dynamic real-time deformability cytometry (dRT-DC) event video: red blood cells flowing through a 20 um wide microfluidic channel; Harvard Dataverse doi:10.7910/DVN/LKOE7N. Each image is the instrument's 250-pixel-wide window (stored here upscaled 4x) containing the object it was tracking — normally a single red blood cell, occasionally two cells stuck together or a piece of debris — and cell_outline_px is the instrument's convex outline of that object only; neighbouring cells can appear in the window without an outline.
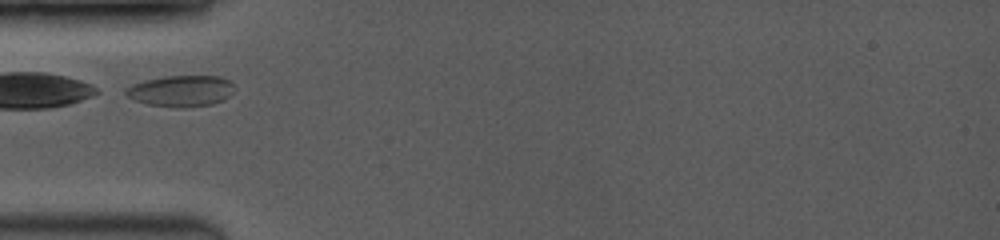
{"species": "common noctule bat (a hibernating species)", "species_latin": "Nyctalus noctula", "temperature_condition": "room temperature", "stored_images_in_passage": 34, "camera_frame_rate_fps": 3500, "um_per_image_px": 0.085, "animal": {"sex": "female", "body_mass_g": 19.0, "forearm_length_mm": 53.3}, "frame": {"image": 1, "passage_image": 1, "time_ms": 0.0, "image_size_px": [1000, 240], "cell_outline_px": [[236, 88], [224, 100], [212, 104], [180, 108], [148, 104], [136, 100], [128, 96], [124, 92], [124, 88], [132, 84], [164, 76], [220, 76], [228, 80]], "centroid_in_image_um": [15.4, 7.73], "position_along_channel_um": 69.6, "area_um2": 19.65}}
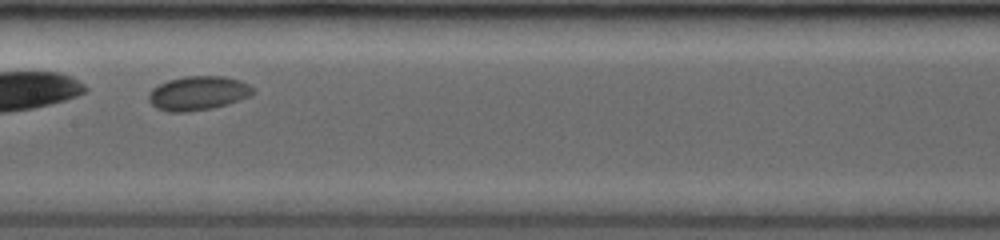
{"frame": {"image": 2, "passage_image": 15, "time_ms": 3.143, "image_size_px": [1000, 240], "cell_outline_px": [[256, 92], [240, 100], [228, 104], [212, 108], [188, 112], [168, 112], [156, 108], [148, 100], [148, 92], [152, 88], [168, 80], [184, 76], [224, 76], [240, 80], [256, 88]], "centroid_in_image_um": [16.84, 7.92], "position_along_channel_um": 190.6, "area_um2": 20.98}}
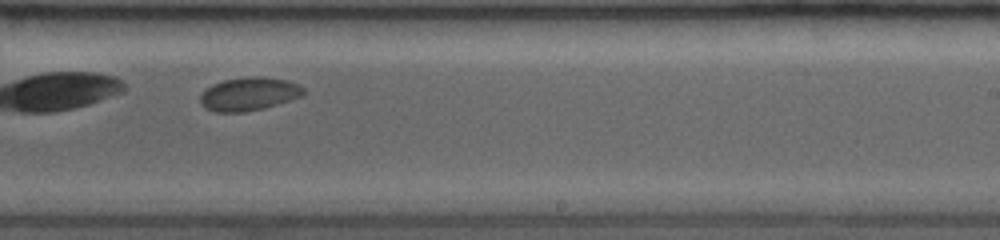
{"frame": {"image": 3, "passage_image": 23, "time_ms": 5.143, "image_size_px": [1000, 240], "cell_outline_px": [[304, 92], [300, 96], [264, 108], [244, 112], [216, 112], [204, 108], [200, 104], [200, 96], [204, 88], [212, 84], [224, 80], [248, 76], [260, 76], [288, 80], [300, 84], [304, 88]], "centroid_in_image_um": [21.12, 7.98], "position_along_channel_um": 267.9, "area_um2": 20.17}}